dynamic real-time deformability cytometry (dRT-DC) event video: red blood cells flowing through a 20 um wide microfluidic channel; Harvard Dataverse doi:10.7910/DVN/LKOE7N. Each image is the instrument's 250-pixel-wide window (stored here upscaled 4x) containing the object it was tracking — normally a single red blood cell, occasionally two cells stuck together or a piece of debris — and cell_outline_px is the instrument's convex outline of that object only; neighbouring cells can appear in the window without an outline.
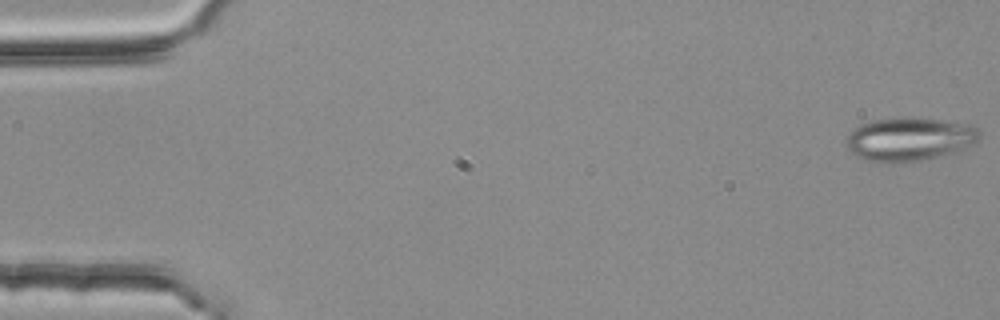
{"species": "common noctule bat (a hibernating species)", "species_latin": "Nyctalus noctula", "temperature_condition": "room temperature", "stored_images_in_passage": 4, "camera_frame_rate_fps": 3000, "um_per_image_px": 0.085, "animal": {"sex": "female", "body_mass_g": 25.1}, "frame": {"image": 1, "passage_image": 1, "time_ms": 0.0, "image_size_px": [1000, 320], "cell_outline_px": [[980, 136], [972, 144], [960, 152], [924, 160], [896, 164], [880, 164], [864, 160], [856, 156], [848, 148], [848, 136], [860, 124], [876, 120], [940, 120], [976, 124], [980, 128]], "centroid_in_image_um": [77.38, 11.9], "position_along_channel_um": 7.6, "area_um2": 33.64}}